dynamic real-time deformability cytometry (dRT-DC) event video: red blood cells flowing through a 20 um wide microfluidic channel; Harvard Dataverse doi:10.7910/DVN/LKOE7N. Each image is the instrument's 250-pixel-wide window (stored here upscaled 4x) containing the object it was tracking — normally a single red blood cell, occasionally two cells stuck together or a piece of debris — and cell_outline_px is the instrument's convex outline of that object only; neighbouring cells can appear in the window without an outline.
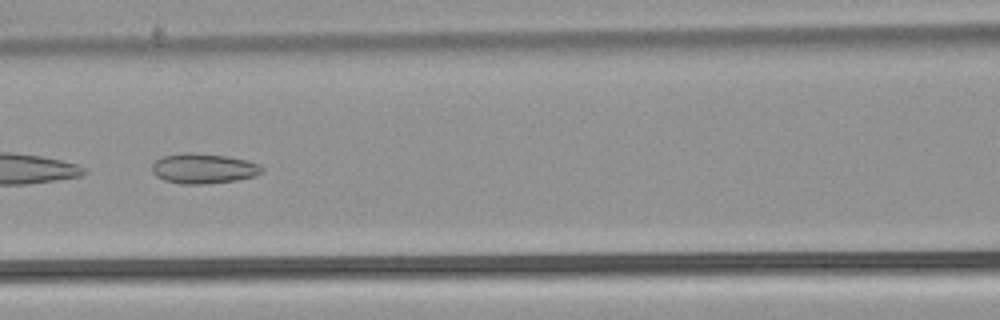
{"species": "common noctule bat (a hibernating species)", "species_latin": "Nyctalus noctula", "temperature_condition": "warm", "stored_images_in_passage": 51, "camera_frame_rate_fps": 3000, "um_per_image_px": 0.085, "animal": {"sex": "male", "body_mass_g": 21.5, "forearm_length_mm": 52.0}, "frame": {"image": 1, "passage_image": 22, "time_ms": 7.0, "image_size_px": [1000, 320], "cell_outline_px": [[264, 172], [252, 176], [236, 180], [200, 184], [180, 184], [164, 180], [156, 176], [152, 172], [152, 164], [156, 160], [164, 156], [184, 152], [192, 152], [224, 156], [248, 160], [260, 164], [264, 168]], "centroid_in_image_um": [17.29, 14.32], "position_along_channel_um": 149.3, "area_um2": 19.25}}
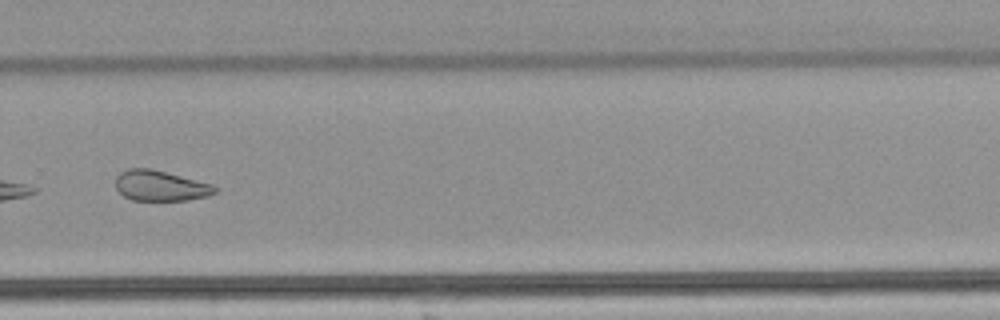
{"frame": {"image": 2, "passage_image": 35, "time_ms": 11.333, "image_size_px": [1000, 320], "cell_outline_px": [[220, 188], [216, 192], [208, 196], [188, 200], [132, 200], [124, 196], [116, 188], [116, 176], [120, 172], [128, 168], [148, 168], [212, 184]], "centroid_in_image_um": [13.64, 15.79], "position_along_channel_um": 316.2, "area_um2": 17.51}}
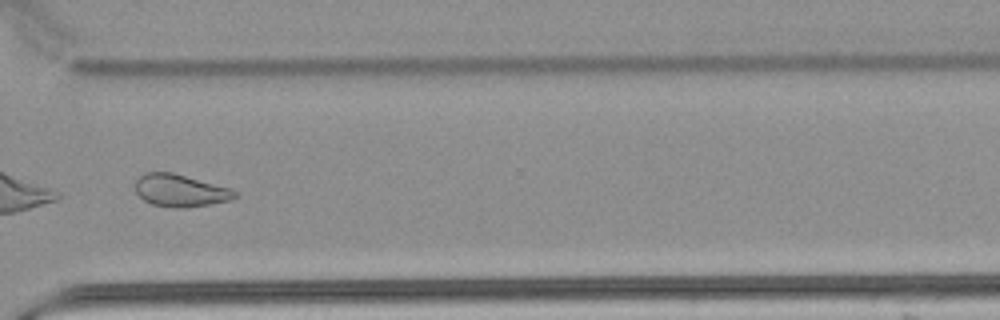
{"frame": {"image": 3, "passage_image": 38, "time_ms": 12.333, "image_size_px": [1000, 320], "cell_outline_px": [[236, 196], [232, 200], [184, 208], [172, 208], [152, 204], [144, 200], [136, 192], [136, 180], [144, 172], [172, 172], [232, 188], [236, 192]], "centroid_in_image_um": [15.33, 16.19], "position_along_channel_um": 355.3, "area_um2": 18.79}, "authors_computed_cell_mechanics": {"area_um2": 22.5998, "velocity_mm_per_s": 3.8619, "shape_relaxation_time_tau1_ms": null, "shape_relaxation_time_tau2_ms": 5.1039, "deformation_change_tau1": null, "deformation_change_tau2": 0.119}}